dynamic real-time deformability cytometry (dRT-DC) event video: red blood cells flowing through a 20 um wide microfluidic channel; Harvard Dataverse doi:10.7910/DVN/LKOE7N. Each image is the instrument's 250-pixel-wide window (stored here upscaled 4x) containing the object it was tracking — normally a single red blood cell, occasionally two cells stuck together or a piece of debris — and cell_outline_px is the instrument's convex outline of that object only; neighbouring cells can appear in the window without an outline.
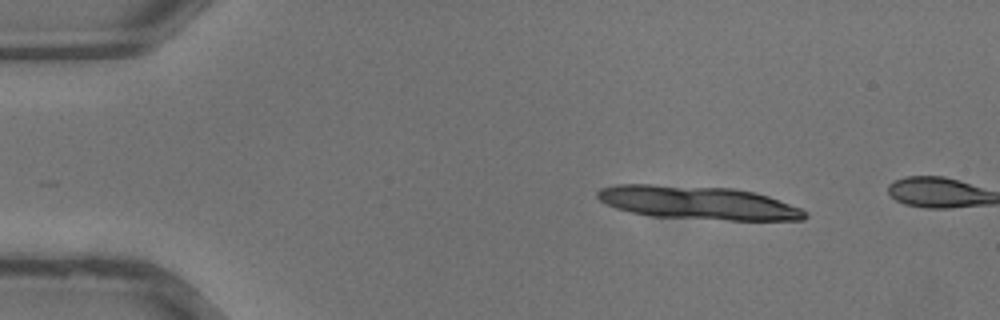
{"species": "common noctule bat (a hibernating species)", "species_latin": "Nyctalus noctula", "temperature_condition": "warm", "stored_images_in_passage": 4, "camera_frame_rate_fps": 3000, "um_per_image_px": 0.085, "animal": {"sex": "male", "body_mass_g": 13.3}, "frame": {"image": 1, "passage_image": 1, "time_ms": 0.0, "image_size_px": [1000, 320], "cell_outline_px": [[808, 216], [804, 220], [728, 220], [652, 216], [632, 212], [616, 208], [600, 200], [596, 196], [596, 192], [600, 188], [616, 184], [652, 184], [732, 188], [756, 192], [768, 196], [800, 208], [808, 212]], "centroid_in_image_um": [59.34, 17.23], "position_along_channel_um": 25.7, "area_um2": 40.34}}